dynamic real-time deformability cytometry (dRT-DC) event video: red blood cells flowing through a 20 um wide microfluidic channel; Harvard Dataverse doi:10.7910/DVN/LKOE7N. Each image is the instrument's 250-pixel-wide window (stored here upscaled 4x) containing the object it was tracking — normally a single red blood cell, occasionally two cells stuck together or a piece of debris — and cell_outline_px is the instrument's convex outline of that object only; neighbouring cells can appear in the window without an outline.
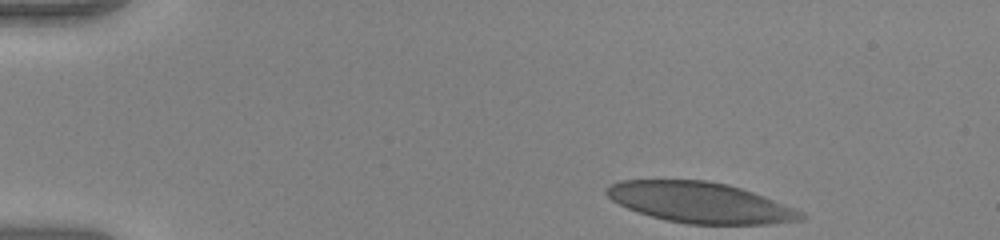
{"species": "human", "species_latin": "Homo sapiens", "temperature_condition": "warm", "stored_images_in_passage": 45, "camera_frame_rate_fps": 3000, "um_per_image_px": 0.085, "donor": {"sex": "female"}, "frame": {"image": 1, "passage_image": 1, "time_ms": 0.0, "image_size_px": [1000, 240], "cell_outline_px": [[808, 216], [804, 220], [768, 224], [688, 224], [664, 220], [628, 208], [612, 200], [604, 192], [612, 184], [620, 180], [704, 180], [728, 184], [764, 196], [804, 212]], "centroid_in_image_um": [59.56, 17.22], "position_along_channel_um": 25.4, "area_um2": 45.84}}
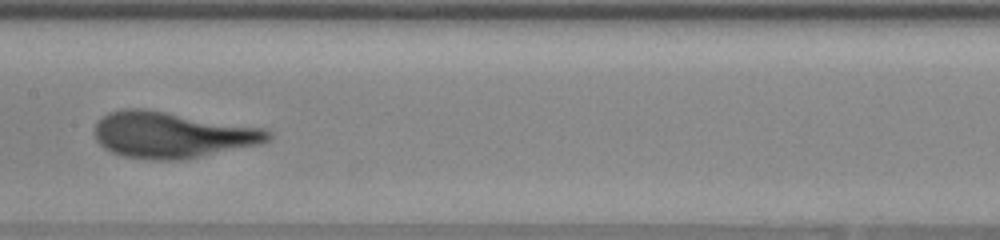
{"frame": {"image": 2, "passage_image": 21, "time_ms": 6.667, "image_size_px": [1000, 240], "cell_outline_px": [[272, 136], [268, 140], [260, 144], [180, 160], [152, 160], [120, 156], [104, 148], [96, 140], [96, 124], [108, 112], [124, 108], [144, 108], [264, 128], [272, 132]], "centroid_in_image_um": [14.61, 11.46], "position_along_channel_um": 192.8, "area_um2": 46.47}}
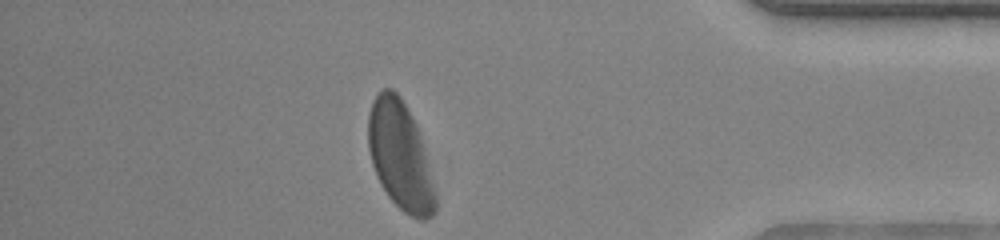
{"frame": {"image": 3, "passage_image": 39, "time_ms": 12.667, "image_size_px": [1000, 240], "cell_outline_px": [[436, 208], [432, 216], [424, 220], [420, 220], [404, 212], [388, 196], [380, 184], [376, 176], [372, 164], [368, 148], [368, 112], [372, 100], [376, 92], [384, 88], [392, 88], [400, 96], [416, 124], [420, 132], [436, 196]], "centroid_in_image_um": [33.99, 13.21], "position_along_channel_um": 401.2, "area_um2": 42.43}, "authors_computed_cell_mechanics": {"area_um2": 46.2978, "velocity_mm_per_s": 3.9437, "shape_relaxation_time_tau1_ms": 2.2864, "shape_relaxation_time_tau2_ms": 0.8156, "deformation_change_tau1": 0.1539, "deformation_change_tau2": 0.0826}}